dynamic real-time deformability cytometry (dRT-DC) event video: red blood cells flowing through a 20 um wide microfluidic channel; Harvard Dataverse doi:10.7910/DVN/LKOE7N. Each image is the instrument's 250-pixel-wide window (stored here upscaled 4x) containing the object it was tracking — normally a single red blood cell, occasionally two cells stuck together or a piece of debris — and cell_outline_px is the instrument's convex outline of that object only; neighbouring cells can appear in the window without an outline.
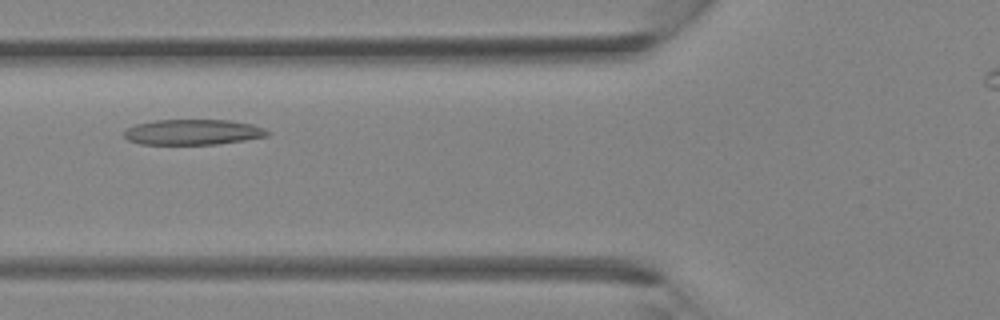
{"species": "Egyptian fruit bat (a non-hibernating species)", "species_latin": "Rousettus aegyptiacus", "temperature_condition": "room temperature", "stored_images_in_passage": 26, "camera_frame_rate_fps": 3000, "um_per_image_px": 0.085, "animal": {"sex": "female"}, "frame": {"image": 1, "passage_image": 5, "time_ms": 1.333, "image_size_px": [1000, 320], "cell_outline_px": [[272, 132], [268, 136], [244, 140], [216, 144], [140, 144], [128, 140], [124, 136], [124, 132], [128, 128], [136, 124], [156, 120], [228, 120], [252, 124], [264, 128]], "centroid_in_image_um": [16.42, 11.23], "position_along_channel_um": 109.4, "area_um2": 21.21}}
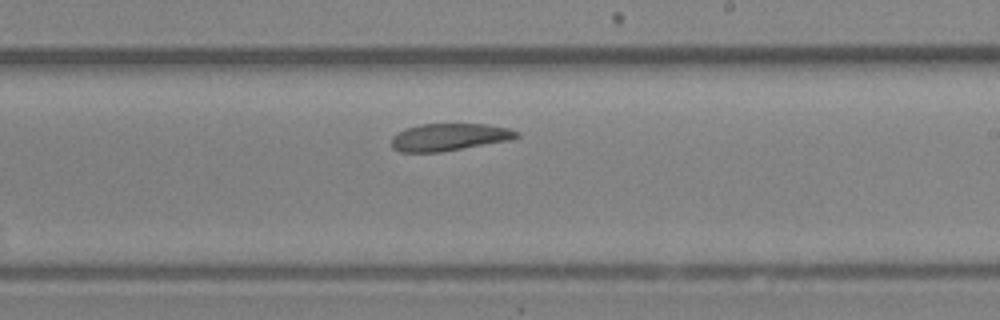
{"frame": {"image": 2, "passage_image": 13, "time_ms": 4.0, "image_size_px": [1000, 320], "cell_outline_px": [[520, 136], [512, 140], [440, 152], [400, 152], [392, 148], [392, 136], [404, 128], [420, 124], [488, 124], [508, 128], [520, 132]], "centroid_in_image_um": [38.2, 11.65], "position_along_channel_um": 250.8, "area_um2": 20.11}}
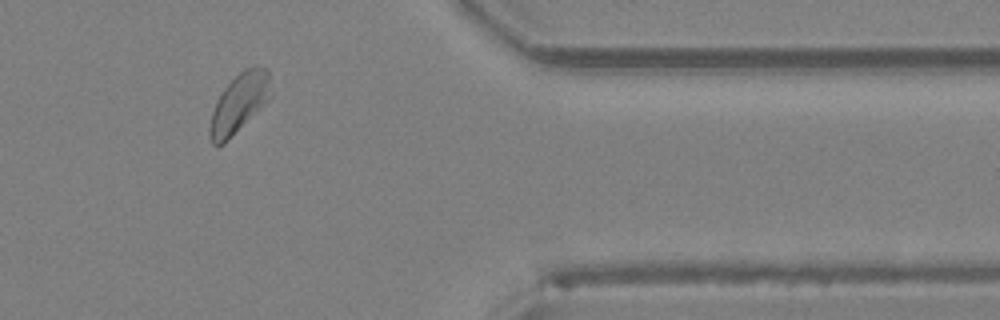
{"frame": {"image": 3, "passage_image": 22, "time_ms": 7.0, "image_size_px": [1000, 320], "cell_outline_px": [[272, 96], [224, 144], [212, 144], [208, 136], [208, 128], [212, 112], [216, 100], [224, 88], [244, 68], [256, 64], [264, 68], [268, 72], [272, 92]], "centroid_in_image_um": [20.31, 8.75], "position_along_channel_um": 391.1, "area_um2": 20.98}}